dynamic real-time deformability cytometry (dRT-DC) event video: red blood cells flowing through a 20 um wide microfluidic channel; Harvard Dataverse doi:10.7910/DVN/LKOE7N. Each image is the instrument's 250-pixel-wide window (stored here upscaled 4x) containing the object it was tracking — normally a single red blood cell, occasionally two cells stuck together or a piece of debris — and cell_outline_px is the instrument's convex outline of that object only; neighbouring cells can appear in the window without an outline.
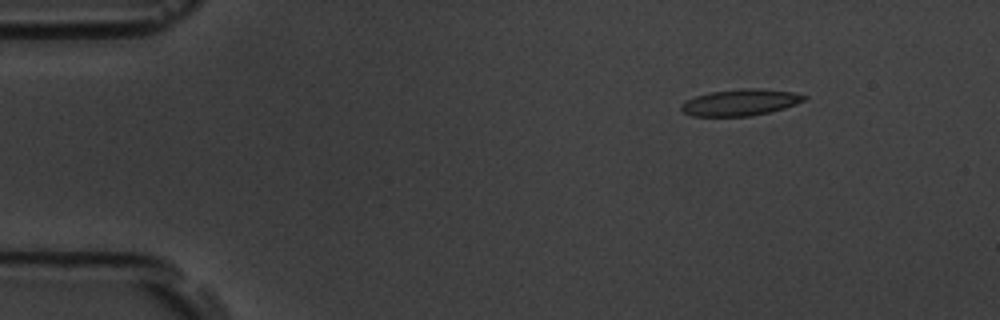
{"species": "common noctule bat (a hibernating species)", "species_latin": "Nyctalus noctula", "temperature_condition": "room temperature", "stored_images_in_passage": 41, "camera_frame_rate_fps": 3000, "um_per_image_px": 0.085, "animal": {"sex": "male", "body_mass_g": 19.5, "forearm_length_mm": 54.6}, "frame": {"image": 1, "passage_image": 1, "time_ms": 0.0, "image_size_px": [1000, 320], "cell_outline_px": [[808, 96], [804, 100], [796, 104], [784, 108], [752, 116], [692, 116], [684, 112], [680, 108], [680, 104], [696, 96], [712, 92], [740, 88], [760, 88], [792, 92]], "centroid_in_image_um": [62.93, 8.7], "position_along_channel_um": 22.1, "area_um2": 18.84}}
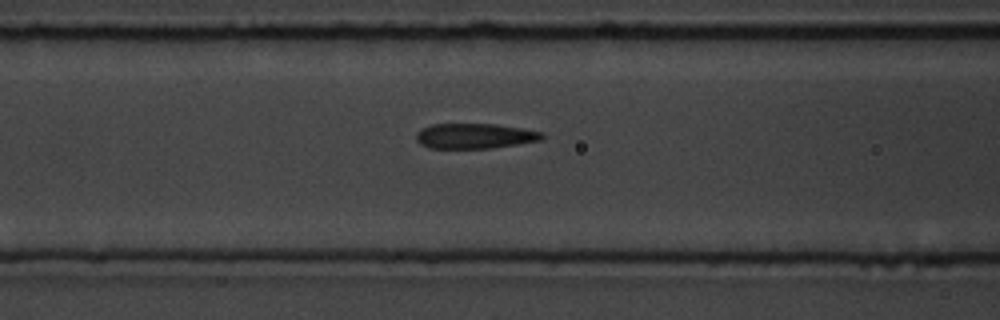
{"frame": {"image": 2, "passage_image": 16, "time_ms": 5.0, "image_size_px": [1000, 320], "cell_outline_px": [[544, 136], [540, 140], [492, 148], [428, 148], [420, 144], [416, 140], [416, 132], [420, 128], [432, 124], [496, 124], [524, 128], [544, 132]], "centroid_in_image_um": [40.33, 11.55], "position_along_channel_um": 126.3, "area_um2": 18.61}}
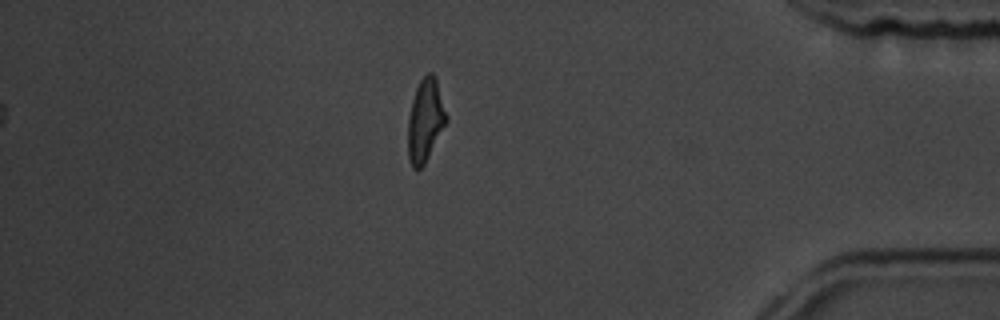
{"frame": {"image": 3, "passage_image": 41, "time_ms": 13.333, "image_size_px": [1000, 320], "cell_outline_px": [[448, 120], [424, 164], [420, 168], [412, 168], [408, 156], [408, 116], [412, 100], [416, 88], [420, 80], [428, 72], [432, 72], [436, 76], [448, 116]], "centroid_in_image_um": [36.16, 10.19], "position_along_channel_um": 399.0, "area_um2": 18.61}, "authors_computed_cell_mechanics": {"area_um2": 19.074, "velocity_mm_per_s": 3.7187, "shape_relaxation_time_tau1_ms": 4.3678, "shape_relaxation_time_tau2_ms": 1.9325, "deformation_change_tau1": 0.1562, "deformation_change_tau2": 0.1108}}